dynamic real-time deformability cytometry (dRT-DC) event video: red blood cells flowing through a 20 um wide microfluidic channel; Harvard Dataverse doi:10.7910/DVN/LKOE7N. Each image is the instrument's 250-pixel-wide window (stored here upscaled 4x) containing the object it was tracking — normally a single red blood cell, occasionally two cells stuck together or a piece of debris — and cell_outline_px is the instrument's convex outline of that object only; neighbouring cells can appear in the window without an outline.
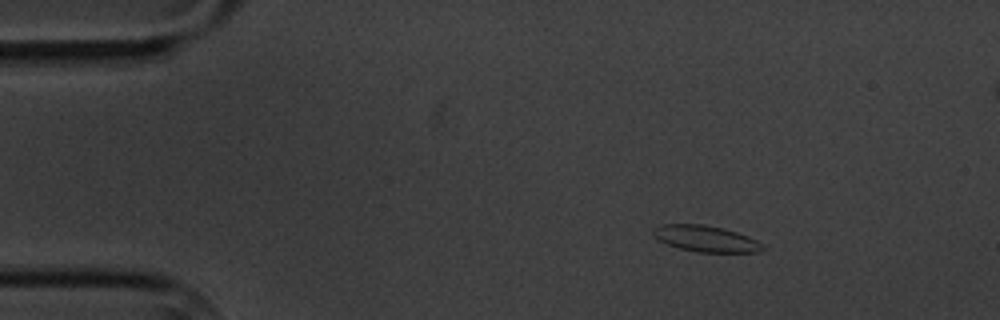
{"species": "common noctule bat (a hibernating species)", "species_latin": "Nyctalus noctula", "temperature_condition": "cold", "stored_images_in_passage": 4, "segment_of_instrument_passage": [1, 2], "camera_frame_rate_fps": 3000, "um_per_image_px": 0.085, "animal": {"sex": "male", "body_mass_g": 20.1, "forearm_length_mm": 53.5}, "frame": {"image": 1, "passage_image": 1, "time_ms": 0.0, "image_size_px": [1000, 320], "cell_outline_px": [[768, 248], [760, 252], [696, 252], [680, 248], [656, 240], [652, 232], [652, 228], [660, 224], [704, 224], [724, 228], [748, 236], [764, 244]], "centroid_in_image_um": [60.0, 20.28], "position_along_channel_um": 25.0, "area_um2": 16.99}}